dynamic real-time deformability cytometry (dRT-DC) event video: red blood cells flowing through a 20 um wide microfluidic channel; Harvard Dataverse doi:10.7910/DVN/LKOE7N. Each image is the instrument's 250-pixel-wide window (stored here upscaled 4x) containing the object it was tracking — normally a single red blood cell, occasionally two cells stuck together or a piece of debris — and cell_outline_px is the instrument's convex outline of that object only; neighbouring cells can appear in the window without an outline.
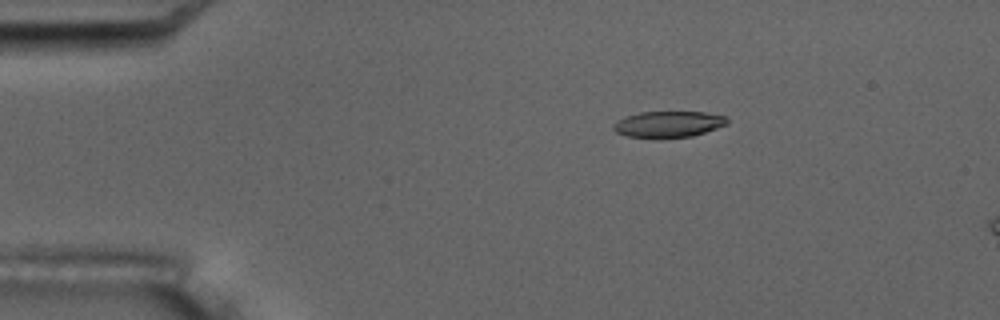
{"species": "common noctule bat (a hibernating species)", "species_latin": "Nyctalus noctula", "temperature_condition": "room temperature", "stored_images_in_passage": 5, "camera_frame_rate_fps": 3000, "um_per_image_px": 0.085, "animal": {"sex": "male", "body_mass_g": 17.5, "forearm_length_mm": 52.3}, "frame": {"image": 1, "passage_image": 4, "time_ms": 3.333, "image_size_px": [1000, 320], "cell_outline_px": [[728, 124], [692, 136], [628, 136], [616, 132], [612, 128], [612, 124], [616, 120], [624, 116], [640, 112], [704, 112], [728, 116]], "centroid_in_image_um": [56.81, 10.52], "position_along_channel_um": 28.2, "area_um2": 16.99}}